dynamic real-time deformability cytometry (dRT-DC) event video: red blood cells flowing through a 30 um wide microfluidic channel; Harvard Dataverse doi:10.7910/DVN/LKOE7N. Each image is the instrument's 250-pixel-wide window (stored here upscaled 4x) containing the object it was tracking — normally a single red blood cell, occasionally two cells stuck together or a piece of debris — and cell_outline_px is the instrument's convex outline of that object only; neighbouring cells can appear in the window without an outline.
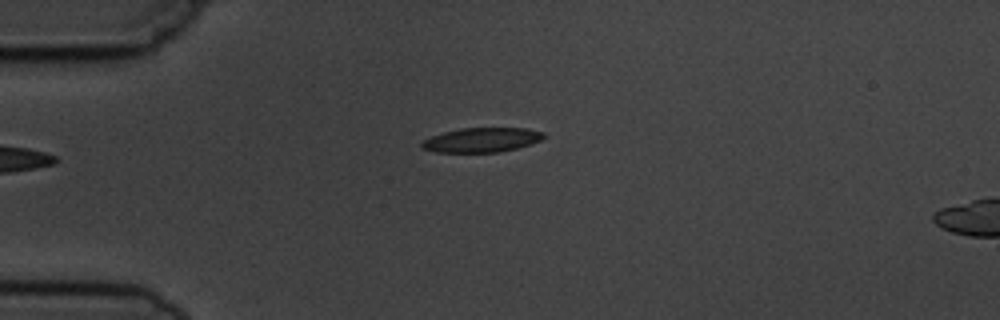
{"species": "common noctule bat (a hibernating species)", "species_latin": "Nyctalus noctula", "temperature_condition": "cold", "stored_images_in_passage": 4, "camera_frame_rate_fps": 3000, "um_per_image_px": 0.085, "animal": {"sex": "male", "body_mass_g": 19.5, "forearm_length_mm": 54.6}, "frame": {"image": 1, "passage_image": 4, "time_ms": 3.333, "image_size_px": [1000, 320], "cell_outline_px": [[548, 136], [540, 140], [516, 148], [500, 152], [436, 152], [420, 148], [420, 144], [424, 140], [432, 136], [444, 132], [460, 128], [528, 128], [544, 132]], "centroid_in_image_um": [40.95, 11.89], "position_along_channel_um": 44.0, "area_um2": 17.4}}